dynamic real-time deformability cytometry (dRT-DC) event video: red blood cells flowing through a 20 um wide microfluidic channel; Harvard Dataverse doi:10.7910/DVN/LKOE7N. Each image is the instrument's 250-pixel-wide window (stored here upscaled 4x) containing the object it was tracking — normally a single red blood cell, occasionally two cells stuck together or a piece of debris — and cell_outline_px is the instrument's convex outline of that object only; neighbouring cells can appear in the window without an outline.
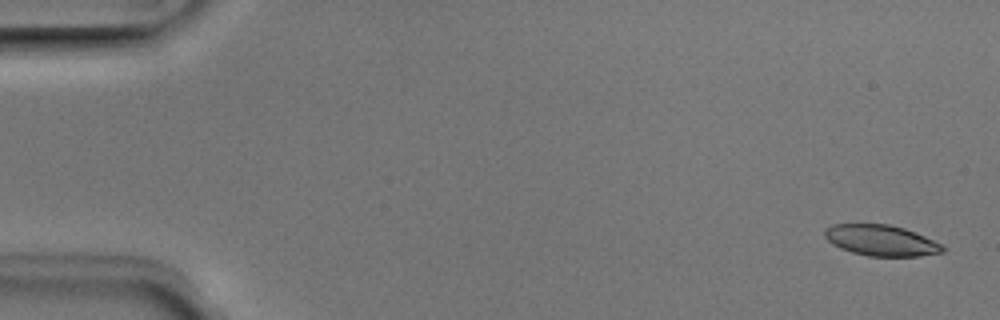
{"species": "Egyptian fruit bat (a non-hibernating species)", "species_latin": "Rousettus aegyptiacus", "temperature_condition": "room temperature", "stored_images_in_passage": 5, "segment_of_instrument_passage": [2, 2], "camera_frame_rate_fps": 3000, "um_per_image_px": 0.085, "animal": {"sex": "male"}, "frame": {"image": 1, "passage_image": 5, "time_ms": 1.333, "image_size_px": [1000, 320], "cell_outline_px": [[948, 248], [944, 252], [920, 256], [868, 256], [852, 252], [840, 248], [832, 244], [824, 236], [824, 228], [832, 224], [888, 224], [904, 228], [924, 236]], "centroid_in_image_um": [74.88, 20.43], "position_along_channel_um": 10.1, "area_um2": 21.27}}